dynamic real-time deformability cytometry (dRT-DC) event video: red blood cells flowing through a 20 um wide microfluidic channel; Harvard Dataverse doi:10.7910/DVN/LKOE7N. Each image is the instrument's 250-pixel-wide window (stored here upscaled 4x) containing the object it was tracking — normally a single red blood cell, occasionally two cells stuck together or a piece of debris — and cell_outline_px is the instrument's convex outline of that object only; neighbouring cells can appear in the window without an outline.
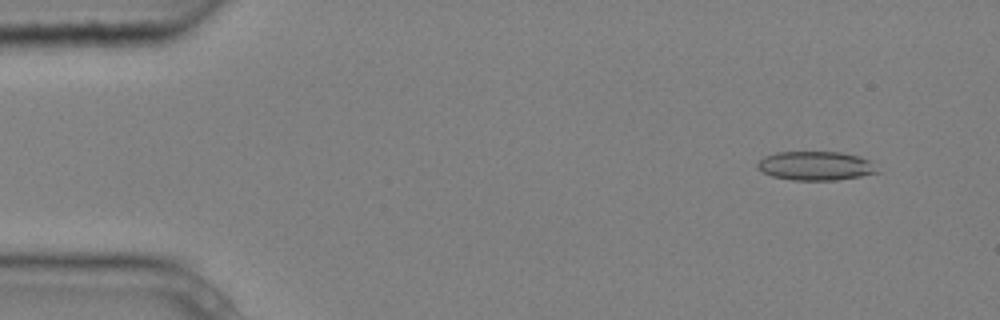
{"species": "common noctule bat (a hibernating species)", "species_latin": "Nyctalus noctula", "temperature_condition": "cold", "stored_images_in_passage": 4, "camera_frame_rate_fps": 3000, "um_per_image_px": 0.085, "animal": {"sex": "male", "body_mass_g": 20.4}, "frame": {"image": 1, "passage_image": 2, "time_ms": 0.333, "image_size_px": [1000, 320], "cell_outline_px": [[880, 172], [860, 176], [836, 180], [792, 180], [772, 176], [764, 172], [756, 164], [764, 156], [776, 152], [840, 152], [860, 156], [868, 160]], "centroid_in_image_um": [69.33, 14.09], "position_along_channel_um": 15.7, "area_um2": 20.06}}